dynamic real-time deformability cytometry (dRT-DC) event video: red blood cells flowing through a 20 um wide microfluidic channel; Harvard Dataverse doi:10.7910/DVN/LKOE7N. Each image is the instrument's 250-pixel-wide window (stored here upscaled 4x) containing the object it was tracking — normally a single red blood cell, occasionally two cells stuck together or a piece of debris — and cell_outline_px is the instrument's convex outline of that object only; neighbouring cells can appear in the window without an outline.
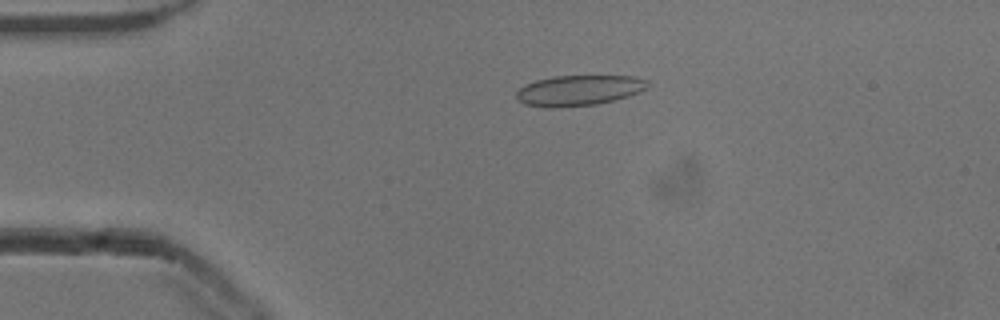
{"species": "common noctule bat (a hibernating species)", "species_latin": "Nyctalus noctula", "temperature_condition": "cold", "stored_images_in_passage": 35, "camera_frame_rate_fps": 3000, "um_per_image_px": 0.085, "animal": {"sex": "male", "body_mass_g": 13.3}, "frame": {"image": 1, "passage_image": 1, "time_ms": 0.0, "image_size_px": [1000, 320], "cell_outline_px": [[648, 84], [644, 88], [628, 96], [596, 104], [548, 108], [524, 104], [516, 100], [516, 92], [524, 84], [536, 80], [556, 76], [632, 76], [648, 80]], "centroid_in_image_um": [49.12, 7.68], "position_along_channel_um": 35.9, "area_um2": 23.06}}
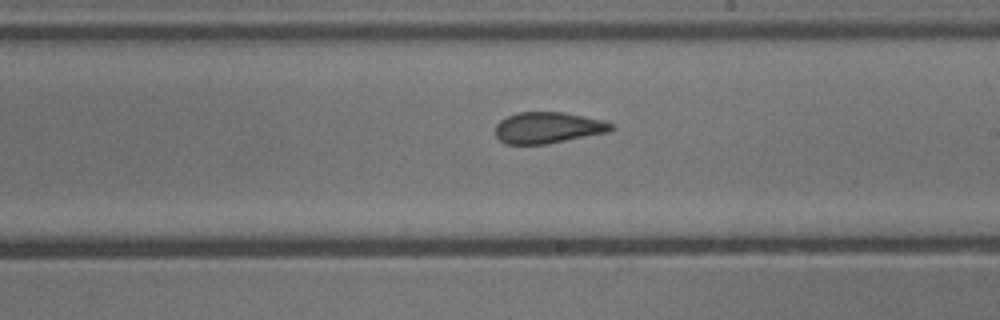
{"frame": {"image": 2, "passage_image": 20, "time_ms": 6.333, "image_size_px": [1000, 320], "cell_outline_px": [[616, 128], [608, 132], [548, 144], [504, 144], [496, 136], [496, 124], [500, 120], [508, 116], [520, 112], [560, 112], [584, 116], [604, 120], [612, 124]], "centroid_in_image_um": [46.59, 10.86], "position_along_channel_um": 242.4, "area_um2": 21.1}}
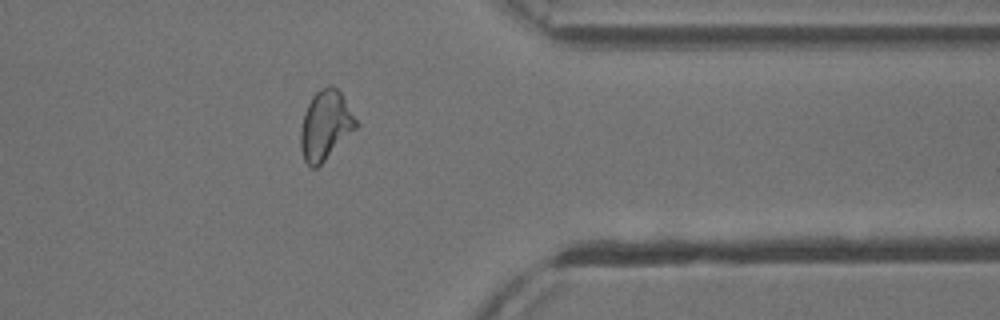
{"frame": {"image": 3, "passage_image": 32, "time_ms": 10.333, "image_size_px": [1000, 320], "cell_outline_px": [[360, 124], [316, 168], [312, 168], [304, 160], [300, 148], [300, 128], [304, 112], [312, 96], [320, 88], [328, 84], [332, 84], [340, 92]], "centroid_in_image_um": [27.65, 10.62], "position_along_channel_um": 383.8, "area_um2": 22.31}, "authors_computed_cell_mechanics": {"area_um2": 21.675, "velocity_mm_per_s": 3.8549, "shape_relaxation_time_tau1_ms": 9.7826, "shape_relaxation_time_tau2_ms": 1.6182, "deformation_change_tau1": 0.1813, "deformation_change_tau2": 0.0784}}